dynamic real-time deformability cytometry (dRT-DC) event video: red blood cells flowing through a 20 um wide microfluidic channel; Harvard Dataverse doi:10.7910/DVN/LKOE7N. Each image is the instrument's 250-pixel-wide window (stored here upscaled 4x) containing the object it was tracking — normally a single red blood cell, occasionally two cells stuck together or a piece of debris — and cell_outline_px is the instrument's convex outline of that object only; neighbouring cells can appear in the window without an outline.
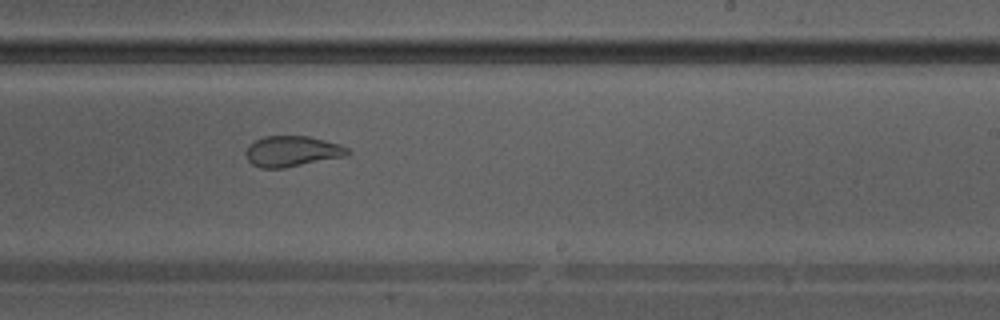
{"species": "Egyptian fruit bat (a non-hibernating species)", "species_latin": "Rousettus aegyptiacus", "temperature_condition": "warm", "stored_images_in_passage": 25, "camera_frame_rate_fps": 3000, "um_per_image_px": 0.085, "animal": {"sex": "male"}, "frame": {"image": 1, "passage_image": 15, "time_ms": 4.667, "image_size_px": [1000, 320], "cell_outline_px": [[352, 152], [348, 156], [284, 168], [260, 168], [252, 164], [248, 160], [248, 148], [256, 140], [264, 136], [308, 136], [340, 144], [348, 148]], "centroid_in_image_um": [24.91, 12.87], "position_along_channel_um": 264.1, "area_um2": 18.09}}
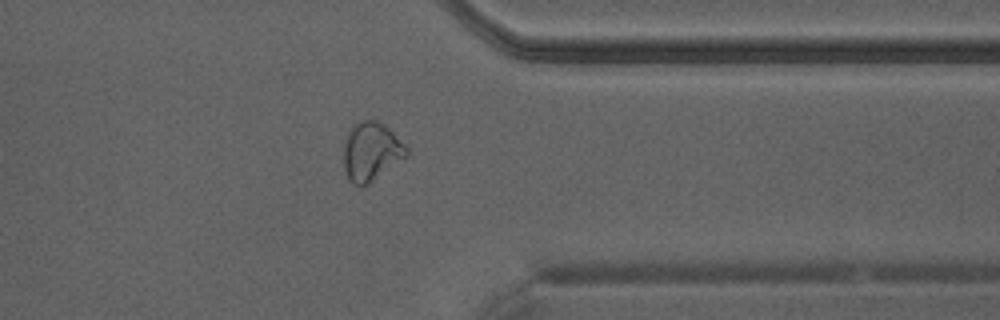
{"frame": {"image": 2, "passage_image": 22, "time_ms": 7.0, "image_size_px": [1000, 320], "cell_outline_px": [[408, 156], [368, 184], [352, 184], [348, 180], [344, 168], [344, 144], [348, 132], [356, 124], [364, 120], [376, 120], [384, 124], [408, 148]], "centroid_in_image_um": [31.56, 12.89], "position_along_channel_um": 379.8, "area_um2": 21.21}}